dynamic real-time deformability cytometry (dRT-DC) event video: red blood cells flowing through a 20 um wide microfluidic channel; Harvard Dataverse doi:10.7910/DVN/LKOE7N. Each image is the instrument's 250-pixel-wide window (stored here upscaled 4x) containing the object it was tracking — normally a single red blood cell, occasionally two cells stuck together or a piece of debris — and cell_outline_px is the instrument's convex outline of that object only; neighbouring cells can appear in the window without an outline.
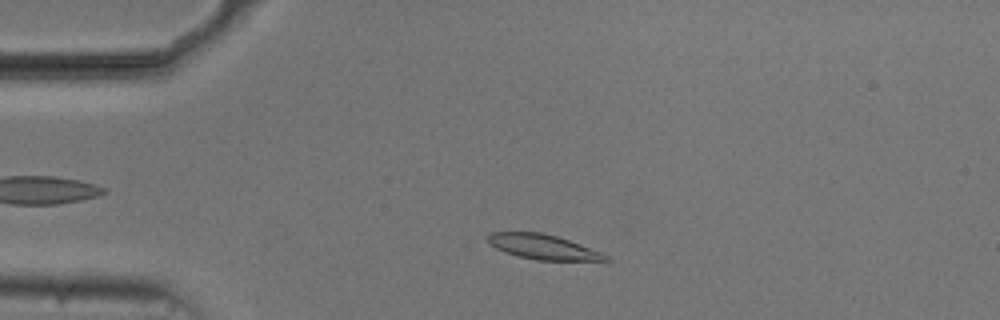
{"species": "common noctule bat (a hibernating species)", "species_latin": "Nyctalus noctula", "temperature_condition": "cold", "stored_images_in_passage": 49, "camera_frame_rate_fps": 3000, "um_per_image_px": 0.085, "animal": {"sex": "male", "body_mass_g": 20.5, "forearm_length_mm": 52.5}, "frame": {"image": 1, "passage_image": 7, "time_ms": 2.0, "image_size_px": [1000, 320], "cell_outline_px": [[612, 260], [536, 260], [504, 252], [496, 248], [488, 240], [488, 236], [492, 232], [540, 232], [556, 236], [604, 252]], "centroid_in_image_um": [46.2, 20.98], "position_along_channel_um": 38.8, "area_um2": 16.82}}
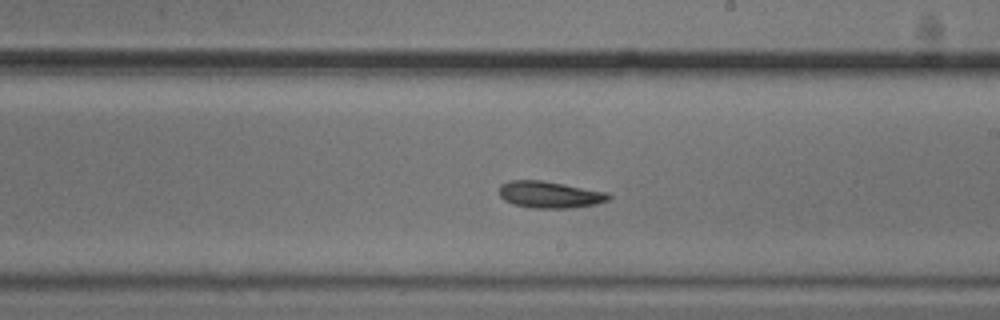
{"frame": {"image": 2, "passage_image": 26, "time_ms": 8.333, "image_size_px": [1000, 320], "cell_outline_px": [[612, 196], [608, 200], [596, 204], [572, 208], [532, 208], [512, 204], [504, 200], [500, 196], [500, 184], [508, 180], [540, 180], [564, 184], [608, 192]], "centroid_in_image_um": [46.72, 16.54], "position_along_channel_um": 242.3, "area_um2": 17.17}}
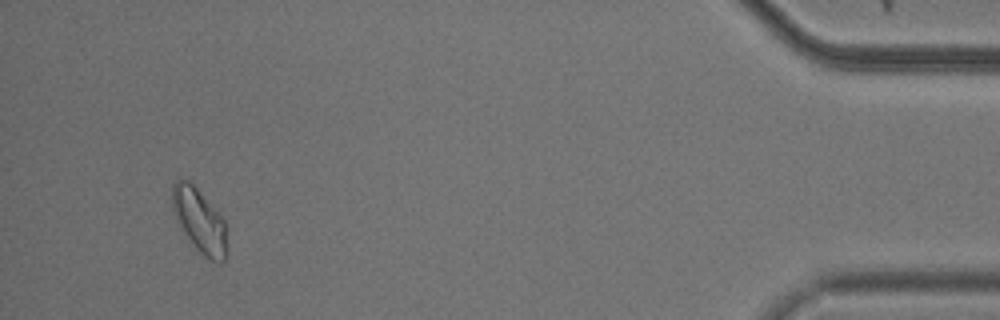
{"frame": {"image": 3, "passage_image": 46, "time_ms": 15.0, "image_size_px": [1000, 320], "cell_outline_px": [[228, 256], [220, 264], [216, 264], [204, 256], [196, 248], [180, 228], [176, 220], [172, 208], [172, 184], [176, 180], [188, 180], [196, 188], [224, 220], [228, 228]], "centroid_in_image_um": [17.0, 18.83], "position_along_channel_um": 418.2, "area_um2": 20.69}, "authors_computed_cell_mechanics": {"area_um2": 17.4556, "velocity_mm_per_s": 3.7051, "shape_relaxation_time_tau1_ms": 2.0228, "shape_relaxation_time_tau2_ms": null, "deformation_change_tau1": 0.1145, "deformation_change_tau2": null}}